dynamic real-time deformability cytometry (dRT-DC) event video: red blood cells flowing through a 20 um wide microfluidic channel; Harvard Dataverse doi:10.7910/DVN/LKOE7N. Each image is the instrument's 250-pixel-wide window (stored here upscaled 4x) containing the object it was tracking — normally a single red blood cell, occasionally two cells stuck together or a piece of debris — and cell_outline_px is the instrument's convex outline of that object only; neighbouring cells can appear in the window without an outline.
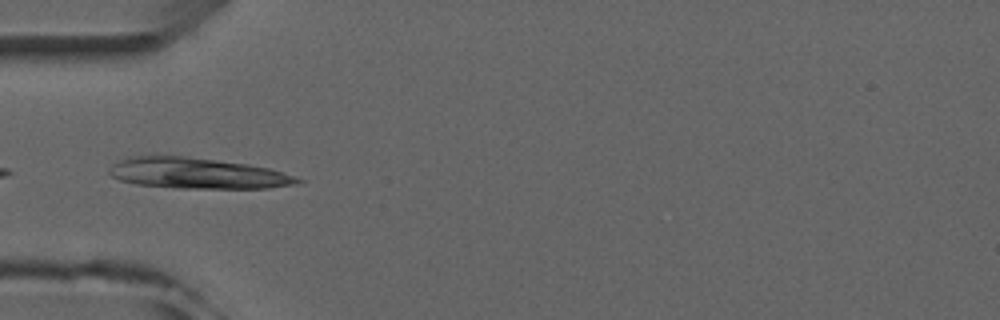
{"species": "common noctule bat (a hibernating species)", "species_latin": "Nyctalus noctula", "temperature_condition": "room temperature", "stored_images_in_passage": 4, "camera_frame_rate_fps": 3000, "um_per_image_px": 0.085, "animal": {"sex": "male", "forearm_length_mm": 52.5}, "frame": {"image": 1, "passage_image": 3, "time_ms": 3.0, "image_size_px": [1000, 320], "cell_outline_px": [[304, 180], [300, 184], [268, 188], [176, 188], [136, 184], [120, 180], [112, 176], [108, 172], [108, 168], [112, 164], [128, 156], [184, 156], [248, 164], [268, 168]], "centroid_in_image_um": [16.74, 14.73], "position_along_channel_um": 68.3, "area_um2": 33.7}}
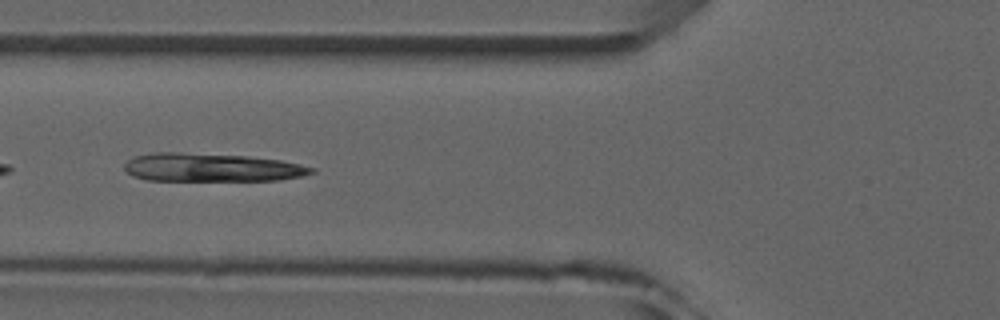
{"frame": {"image": 2, "passage_image": 4, "time_ms": 4.0, "image_size_px": [1000, 320], "cell_outline_px": [[316, 172], [300, 176], [280, 180], [148, 180], [132, 176], [124, 168], [124, 164], [128, 160], [136, 156], [152, 152], [180, 152], [248, 156], [280, 160], [300, 164], [316, 168]], "centroid_in_image_um": [17.99, 14.23], "position_along_channel_um": 107.8, "area_um2": 30.87}}